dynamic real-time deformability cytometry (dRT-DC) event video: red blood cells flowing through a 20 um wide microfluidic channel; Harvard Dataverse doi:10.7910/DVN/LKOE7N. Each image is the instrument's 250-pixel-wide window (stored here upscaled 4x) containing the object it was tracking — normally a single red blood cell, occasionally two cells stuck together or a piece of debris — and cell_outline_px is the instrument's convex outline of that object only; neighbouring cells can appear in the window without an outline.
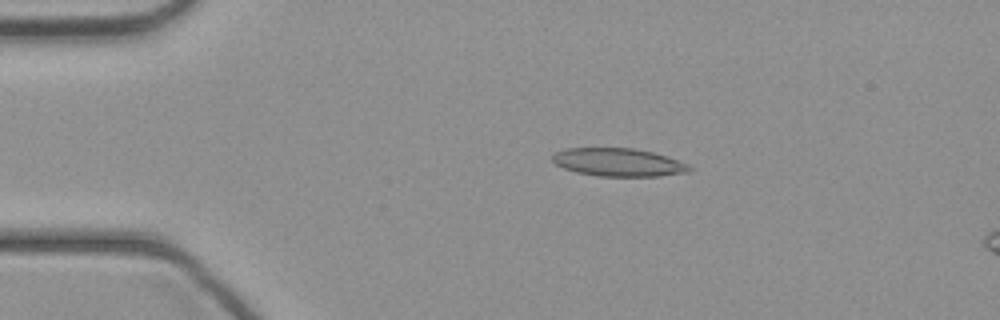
{"species": "common noctule bat (a hibernating species)", "species_latin": "Nyctalus noctula", "temperature_condition": "cold", "stored_images_in_passage": 44, "camera_frame_rate_fps": 3000, "um_per_image_px": 0.085, "animal": {"sex": "female", "body_mass_g": 21.9}, "frame": {"image": 1, "passage_image": 9, "time_ms": 2.667, "image_size_px": [1000, 320], "cell_outline_px": [[692, 168], [688, 172], [660, 176], [600, 176], [576, 172], [564, 168], [556, 164], [552, 160], [552, 156], [556, 152], [568, 148], [632, 148], [652, 152], [688, 164]], "centroid_in_image_um": [52.55, 13.8], "position_along_channel_um": 32.5, "area_um2": 22.14}}
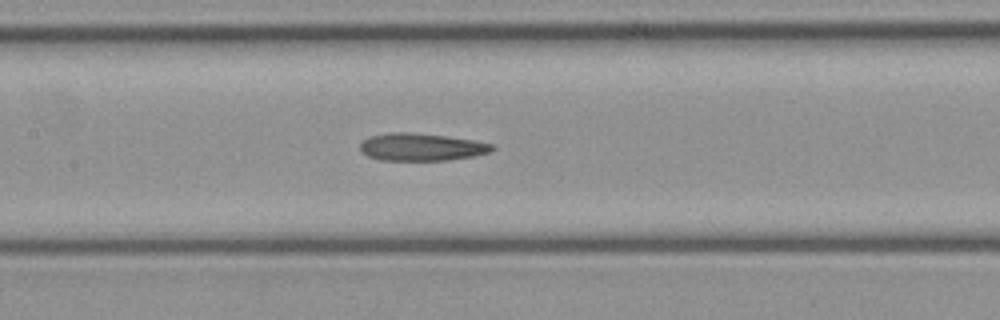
{"frame": {"image": 2, "passage_image": 21, "time_ms": 6.667, "image_size_px": [1000, 320], "cell_outline_px": [[496, 148], [492, 152], [472, 156], [448, 160], [380, 160], [368, 156], [360, 152], [360, 144], [368, 136], [388, 132], [412, 132], [444, 136], [472, 140], [492, 144]], "centroid_in_image_um": [35.78, 12.49], "position_along_channel_um": 171.6, "area_um2": 21.21}}
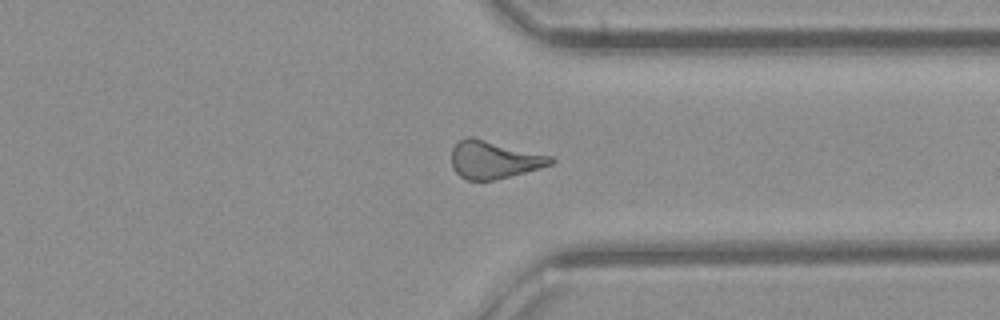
{"frame": {"image": 3, "passage_image": 34, "time_ms": 11.0, "image_size_px": [1000, 320], "cell_outline_px": [[556, 160], [552, 164], [540, 168], [492, 180], [468, 180], [460, 176], [452, 168], [452, 148], [460, 140], [468, 136], [472, 136], [556, 156]], "centroid_in_image_um": [42.03, 13.55], "position_along_channel_um": 369.4, "area_um2": 22.02}}